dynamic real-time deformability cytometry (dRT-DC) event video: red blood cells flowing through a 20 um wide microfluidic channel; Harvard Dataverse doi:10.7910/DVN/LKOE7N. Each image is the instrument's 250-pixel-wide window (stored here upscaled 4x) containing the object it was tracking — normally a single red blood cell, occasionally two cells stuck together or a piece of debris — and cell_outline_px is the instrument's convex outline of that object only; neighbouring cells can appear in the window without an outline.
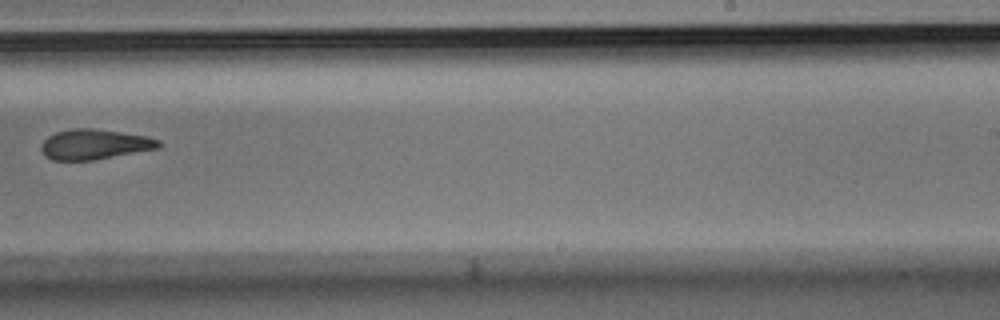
{"species": "Egyptian fruit bat (a non-hibernating species)", "species_latin": "Rousettus aegyptiacus", "temperature_condition": "room temperature", "stored_images_in_passage": 9, "camera_frame_rate_fps": 3000, "um_per_image_px": 0.085, "animal": {"sex": "male"}, "frame": {"image": 1, "passage_image": 9, "time_ms": 2.667, "image_size_px": [1000, 320], "cell_outline_px": [[164, 144], [160, 148], [92, 160], [52, 160], [44, 156], [40, 148], [40, 144], [48, 136], [56, 132], [72, 128], [92, 128], [120, 132], [144, 136], [160, 140]], "centroid_in_image_um": [8.01, 12.27], "position_along_channel_um": 281.0, "area_um2": 20.69}}